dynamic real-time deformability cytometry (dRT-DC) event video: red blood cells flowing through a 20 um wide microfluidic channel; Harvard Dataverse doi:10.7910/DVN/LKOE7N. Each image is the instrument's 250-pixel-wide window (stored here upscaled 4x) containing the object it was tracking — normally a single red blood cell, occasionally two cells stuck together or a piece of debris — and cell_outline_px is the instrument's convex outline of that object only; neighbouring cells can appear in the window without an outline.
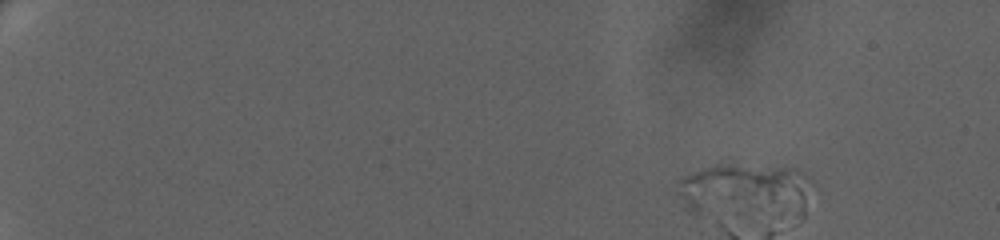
{"species": "human", "species_latin": "Homo sapiens", "temperature_condition": "warm", "stored_images_in_passage": 1, "camera_frame_rate_fps": 3000, "um_per_image_px": 0.085, "donor": {"sex": "female"}, "frame": {"image": 1, "passage_image": 1, "time_ms": 0.0, "image_size_px": [1000, 240], "cell_outline_px": [[812, 184], [804, 216], [692, 216], [684, 208], [676, 180], [684, 176], [704, 168], [716, 164], [728, 164], [792, 168], [804, 172], [808, 176]], "centroid_in_image_um": [63.34, 16.26], "position_along_channel_um": 21.7, "area_um2": 44.33}}